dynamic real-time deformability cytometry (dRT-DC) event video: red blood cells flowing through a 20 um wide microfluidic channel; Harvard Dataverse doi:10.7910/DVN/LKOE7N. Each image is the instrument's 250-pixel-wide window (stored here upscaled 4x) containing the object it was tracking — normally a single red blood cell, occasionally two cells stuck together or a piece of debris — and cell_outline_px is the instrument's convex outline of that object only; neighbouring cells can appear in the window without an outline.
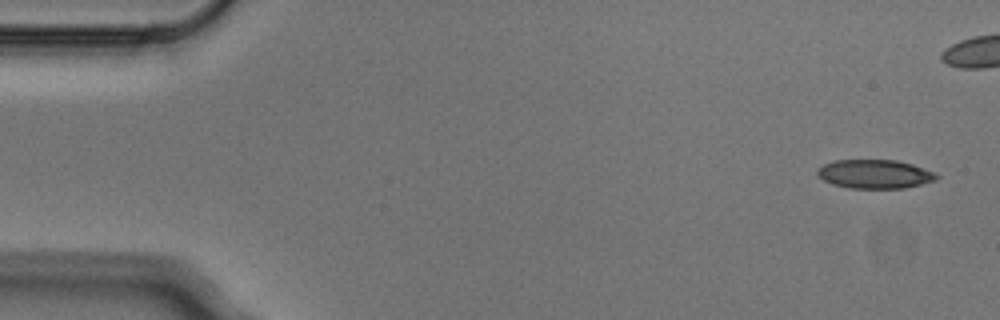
{"species": "Egyptian fruit bat (a non-hibernating species)", "species_latin": "Rousettus aegyptiacus", "temperature_condition": "cold", "stored_images_in_passage": 6, "camera_frame_rate_fps": 3000, "um_per_image_px": 0.085, "animal": {"sex": "male"}, "frame": {"image": 1, "passage_image": 1, "time_ms": 0.0, "image_size_px": [1000, 320], "cell_outline_px": [[940, 176], [936, 180], [904, 188], [848, 188], [832, 184], [824, 180], [816, 172], [816, 168], [832, 160], [896, 160], [912, 164], [936, 172]], "centroid_in_image_um": [74.36, 14.79], "position_along_channel_um": 10.6, "area_um2": 20.11}}
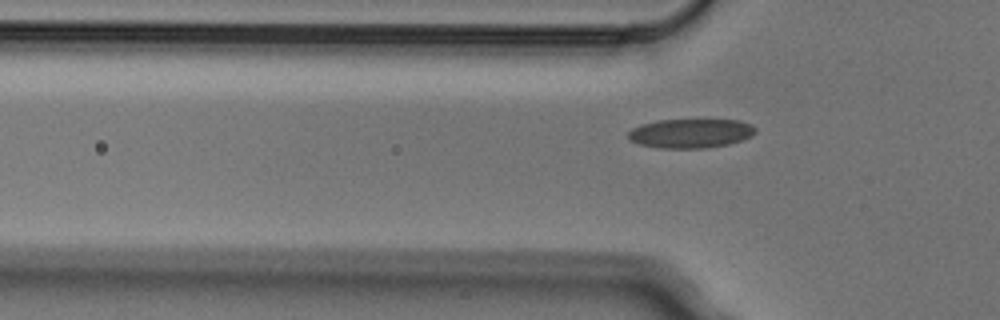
{"frame": {"image": 2, "passage_image": 6, "time_ms": 1.667, "image_size_px": [1000, 320], "cell_outline_px": [[756, 132], [752, 136], [728, 144], [704, 148], [660, 148], [640, 144], [628, 140], [628, 132], [632, 128], [640, 124], [660, 120], [740, 120], [752, 124], [756, 128]], "centroid_in_image_um": [58.7, 11.33], "position_along_channel_um": 67.1, "area_um2": 21.68}}